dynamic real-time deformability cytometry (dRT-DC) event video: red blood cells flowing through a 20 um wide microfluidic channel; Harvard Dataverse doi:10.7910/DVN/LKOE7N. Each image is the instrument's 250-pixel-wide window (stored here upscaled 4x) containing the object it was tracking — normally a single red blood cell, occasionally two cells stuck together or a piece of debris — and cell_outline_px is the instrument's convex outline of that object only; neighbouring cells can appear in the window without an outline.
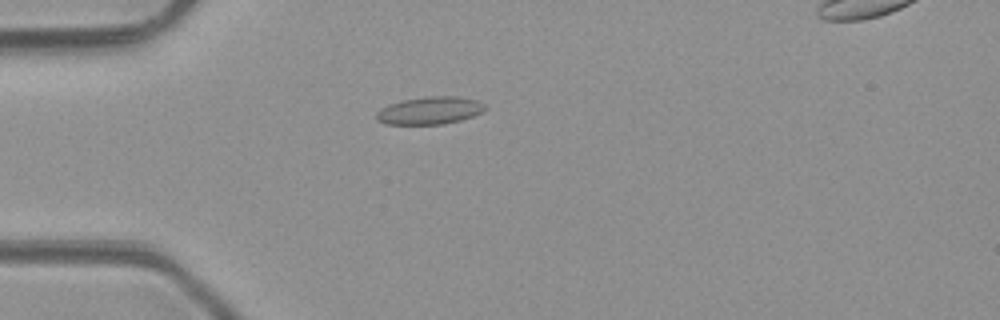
{"species": "common noctule bat (a hibernating species)", "species_latin": "Nyctalus noctula", "temperature_condition": "room temperature", "stored_images_in_passage": 3, "camera_frame_rate_fps": 3000, "um_per_image_px": 0.085, "animal": {"sex": "male", "body_mass_g": 23.1, "forearm_length_mm": 52.7}, "frame": {"image": 1, "passage_image": 2, "time_ms": 1.333, "image_size_px": [1000, 320], "cell_outline_px": [[484, 112], [460, 120], [444, 124], [384, 124], [376, 120], [376, 112], [380, 108], [388, 104], [404, 100], [428, 96], [460, 96], [476, 100], [484, 104]], "centroid_in_image_um": [36.5, 9.39], "position_along_channel_um": 48.5, "area_um2": 17.51}}